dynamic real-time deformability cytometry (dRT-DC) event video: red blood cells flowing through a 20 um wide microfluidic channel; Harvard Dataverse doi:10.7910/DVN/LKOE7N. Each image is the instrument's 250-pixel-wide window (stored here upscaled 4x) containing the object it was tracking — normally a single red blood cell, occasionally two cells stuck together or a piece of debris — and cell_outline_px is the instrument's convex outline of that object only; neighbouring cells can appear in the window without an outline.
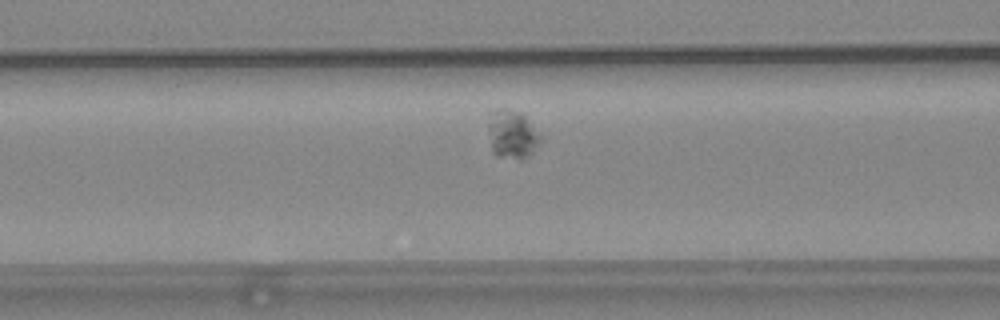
{"species": "common noctule bat (a hibernating species)", "species_latin": "Nyctalus noctula", "temperature_condition": "warm", "stored_images_in_passage": 39, "camera_frame_rate_fps": 3000, "um_per_image_px": 0.085, "animal": {"sex": "female", "body_mass_g": 24.6, "forearm_length_mm": 56.2}, "frame": {"image": 1, "passage_image": 5, "time_ms": 1.333, "image_size_px": [1000, 320], "cell_outline_px": [[540, 140], [532, 152], [528, 156], [520, 160], [496, 156], [492, 152], [488, 128], [488, 124], [492, 112], [496, 108], [504, 108], [524, 112], [540, 132]], "centroid_in_image_um": [43.54, 11.39], "position_along_channel_um": 123.1, "area_um2": 15.09}}
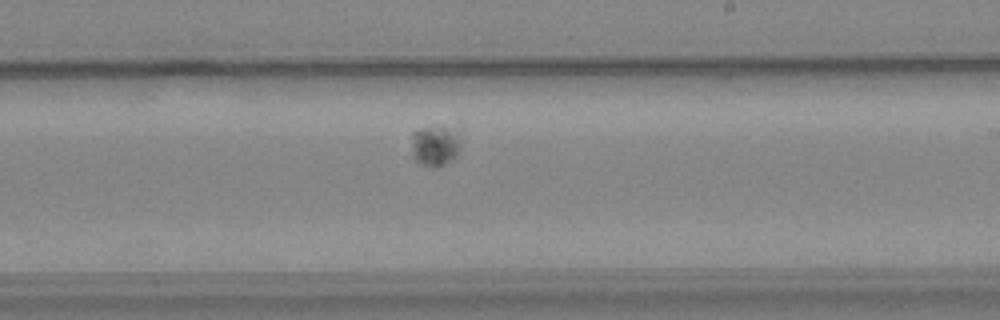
{"frame": {"image": 2, "passage_image": 16, "time_ms": 5.0, "image_size_px": [1000, 320], "cell_outline_px": [[460, 148], [456, 156], [452, 160], [436, 168], [432, 168], [420, 164], [412, 156], [412, 132], [420, 128], [436, 124], [440, 124], [460, 136]], "centroid_in_image_um": [36.96, 12.37], "position_along_channel_um": 252.0, "area_um2": 11.96}}
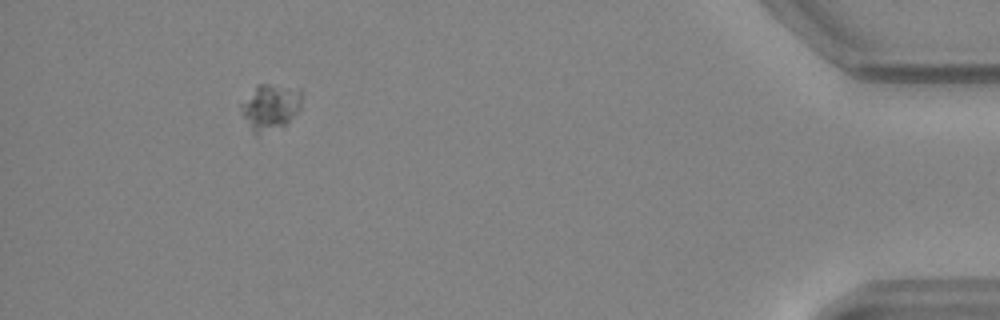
{"frame": {"image": 3, "passage_image": 35, "time_ms": 11.333, "image_size_px": [1000, 320], "cell_outline_px": [[304, 92], [300, 108], [284, 128], [256, 136], [240, 112], [240, 104], [256, 84], [268, 84], [300, 88]], "centroid_in_image_um": [23.0, 9.11], "position_along_channel_um": 412.2, "area_um2": 16.94}}